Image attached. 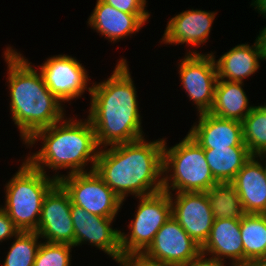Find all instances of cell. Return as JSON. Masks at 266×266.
Here are the masks:
<instances>
[{"label":"cell","instance_id":"6da1fadb","mask_svg":"<svg viewBox=\"0 0 266 266\" xmlns=\"http://www.w3.org/2000/svg\"><path fill=\"white\" fill-rule=\"evenodd\" d=\"M107 80L92 83L88 119L99 148L144 138L134 81L126 59L120 58Z\"/></svg>","mask_w":266,"mask_h":266},{"label":"cell","instance_id":"7a4b0ae2","mask_svg":"<svg viewBox=\"0 0 266 266\" xmlns=\"http://www.w3.org/2000/svg\"><path fill=\"white\" fill-rule=\"evenodd\" d=\"M163 139L146 138L100 148L95 172L124 202L163 190Z\"/></svg>","mask_w":266,"mask_h":266},{"label":"cell","instance_id":"3957f363","mask_svg":"<svg viewBox=\"0 0 266 266\" xmlns=\"http://www.w3.org/2000/svg\"><path fill=\"white\" fill-rule=\"evenodd\" d=\"M10 112L23 144L37 131L65 118L64 105L48 89L41 72L11 46L4 51Z\"/></svg>","mask_w":266,"mask_h":266},{"label":"cell","instance_id":"277c9868","mask_svg":"<svg viewBox=\"0 0 266 266\" xmlns=\"http://www.w3.org/2000/svg\"><path fill=\"white\" fill-rule=\"evenodd\" d=\"M39 140L43 141L42 148L31 155L29 153L26 160L44 174L48 167L55 171L52 177L59 181L62 177L60 169H69L67 175L87 172L88 162L91 163L88 171L94 170L100 148L88 118L83 121L65 116L50 127L37 130L24 144L30 148Z\"/></svg>","mask_w":266,"mask_h":266},{"label":"cell","instance_id":"5b68a950","mask_svg":"<svg viewBox=\"0 0 266 266\" xmlns=\"http://www.w3.org/2000/svg\"><path fill=\"white\" fill-rule=\"evenodd\" d=\"M18 169L5 185L1 207L19 231L36 232L44 198L58 181L25 159Z\"/></svg>","mask_w":266,"mask_h":266},{"label":"cell","instance_id":"8992f818","mask_svg":"<svg viewBox=\"0 0 266 266\" xmlns=\"http://www.w3.org/2000/svg\"><path fill=\"white\" fill-rule=\"evenodd\" d=\"M167 147L164 140V191L206 192L218 183L209 168L204 149L188 134L176 145Z\"/></svg>","mask_w":266,"mask_h":266},{"label":"cell","instance_id":"52a82bcc","mask_svg":"<svg viewBox=\"0 0 266 266\" xmlns=\"http://www.w3.org/2000/svg\"><path fill=\"white\" fill-rule=\"evenodd\" d=\"M134 219L128 225L129 232L120 231V248L123 252H145L156 233L172 216L169 193L162 190L138 197Z\"/></svg>","mask_w":266,"mask_h":266},{"label":"cell","instance_id":"ba28073f","mask_svg":"<svg viewBox=\"0 0 266 266\" xmlns=\"http://www.w3.org/2000/svg\"><path fill=\"white\" fill-rule=\"evenodd\" d=\"M58 183L69 194L71 203L87 212L102 216L116 217L123 201L102 180L95 170L63 175Z\"/></svg>","mask_w":266,"mask_h":266},{"label":"cell","instance_id":"9c48e42d","mask_svg":"<svg viewBox=\"0 0 266 266\" xmlns=\"http://www.w3.org/2000/svg\"><path fill=\"white\" fill-rule=\"evenodd\" d=\"M193 50L186 52L178 64L181 86L189 100L196 105L197 113H208L213 105L218 81L216 65L211 53L202 54Z\"/></svg>","mask_w":266,"mask_h":266},{"label":"cell","instance_id":"30bf717a","mask_svg":"<svg viewBox=\"0 0 266 266\" xmlns=\"http://www.w3.org/2000/svg\"><path fill=\"white\" fill-rule=\"evenodd\" d=\"M41 75L49 91L62 103L82 97L90 79L82 63L75 57L59 54L46 59L39 65Z\"/></svg>","mask_w":266,"mask_h":266},{"label":"cell","instance_id":"8fae6325","mask_svg":"<svg viewBox=\"0 0 266 266\" xmlns=\"http://www.w3.org/2000/svg\"><path fill=\"white\" fill-rule=\"evenodd\" d=\"M71 199L57 183L45 196L36 232L45 242L74 246Z\"/></svg>","mask_w":266,"mask_h":266},{"label":"cell","instance_id":"7c38bea8","mask_svg":"<svg viewBox=\"0 0 266 266\" xmlns=\"http://www.w3.org/2000/svg\"><path fill=\"white\" fill-rule=\"evenodd\" d=\"M173 194L172 191L169 193L172 216L193 241L202 247L209 237L215 220L206 192Z\"/></svg>","mask_w":266,"mask_h":266},{"label":"cell","instance_id":"4fadbf2b","mask_svg":"<svg viewBox=\"0 0 266 266\" xmlns=\"http://www.w3.org/2000/svg\"><path fill=\"white\" fill-rule=\"evenodd\" d=\"M71 218L74 227V247L87 244L107 253L115 261L122 253L120 231L111 226L115 217H102L71 204Z\"/></svg>","mask_w":266,"mask_h":266},{"label":"cell","instance_id":"5bb4252c","mask_svg":"<svg viewBox=\"0 0 266 266\" xmlns=\"http://www.w3.org/2000/svg\"><path fill=\"white\" fill-rule=\"evenodd\" d=\"M145 253L167 266H186L201 253V247L171 216L158 230Z\"/></svg>","mask_w":266,"mask_h":266},{"label":"cell","instance_id":"9a60e30c","mask_svg":"<svg viewBox=\"0 0 266 266\" xmlns=\"http://www.w3.org/2000/svg\"><path fill=\"white\" fill-rule=\"evenodd\" d=\"M197 115L198 123L193 124L188 135L203 149L247 147L241 121L219 118L209 112Z\"/></svg>","mask_w":266,"mask_h":266},{"label":"cell","instance_id":"2e32d148","mask_svg":"<svg viewBox=\"0 0 266 266\" xmlns=\"http://www.w3.org/2000/svg\"><path fill=\"white\" fill-rule=\"evenodd\" d=\"M217 12L186 10L170 18L161 41L164 44H188L198 47L207 42ZM198 45V46H197Z\"/></svg>","mask_w":266,"mask_h":266},{"label":"cell","instance_id":"e0dca14e","mask_svg":"<svg viewBox=\"0 0 266 266\" xmlns=\"http://www.w3.org/2000/svg\"><path fill=\"white\" fill-rule=\"evenodd\" d=\"M149 17L150 14H128L97 0L87 23L108 41L115 43L138 33Z\"/></svg>","mask_w":266,"mask_h":266},{"label":"cell","instance_id":"ac0fdd59","mask_svg":"<svg viewBox=\"0 0 266 266\" xmlns=\"http://www.w3.org/2000/svg\"><path fill=\"white\" fill-rule=\"evenodd\" d=\"M241 218L215 219L201 253L209 257L243 266V241L240 232Z\"/></svg>","mask_w":266,"mask_h":266},{"label":"cell","instance_id":"d6986e66","mask_svg":"<svg viewBox=\"0 0 266 266\" xmlns=\"http://www.w3.org/2000/svg\"><path fill=\"white\" fill-rule=\"evenodd\" d=\"M230 183L245 214H266V178L261 161L252 156Z\"/></svg>","mask_w":266,"mask_h":266},{"label":"cell","instance_id":"ffe728a7","mask_svg":"<svg viewBox=\"0 0 266 266\" xmlns=\"http://www.w3.org/2000/svg\"><path fill=\"white\" fill-rule=\"evenodd\" d=\"M218 79L244 82L245 78L255 74L260 67L259 61L262 60L259 42L255 39L254 45L239 44L224 53L218 60L214 54Z\"/></svg>","mask_w":266,"mask_h":266},{"label":"cell","instance_id":"44dd1931","mask_svg":"<svg viewBox=\"0 0 266 266\" xmlns=\"http://www.w3.org/2000/svg\"><path fill=\"white\" fill-rule=\"evenodd\" d=\"M242 82L218 79L210 114L223 119L242 121L254 106H249V99L242 87Z\"/></svg>","mask_w":266,"mask_h":266},{"label":"cell","instance_id":"7402d4cb","mask_svg":"<svg viewBox=\"0 0 266 266\" xmlns=\"http://www.w3.org/2000/svg\"><path fill=\"white\" fill-rule=\"evenodd\" d=\"M204 153L212 175L218 183H230L252 157L248 147L204 149Z\"/></svg>","mask_w":266,"mask_h":266},{"label":"cell","instance_id":"603a6c76","mask_svg":"<svg viewBox=\"0 0 266 266\" xmlns=\"http://www.w3.org/2000/svg\"><path fill=\"white\" fill-rule=\"evenodd\" d=\"M243 266L266 259V214H244L240 219Z\"/></svg>","mask_w":266,"mask_h":266},{"label":"cell","instance_id":"cb8c5ba5","mask_svg":"<svg viewBox=\"0 0 266 266\" xmlns=\"http://www.w3.org/2000/svg\"><path fill=\"white\" fill-rule=\"evenodd\" d=\"M206 194L215 219H236L245 214L239 195L231 183H217Z\"/></svg>","mask_w":266,"mask_h":266},{"label":"cell","instance_id":"d4e9b609","mask_svg":"<svg viewBox=\"0 0 266 266\" xmlns=\"http://www.w3.org/2000/svg\"><path fill=\"white\" fill-rule=\"evenodd\" d=\"M243 140L252 156L266 153V107L254 106L241 121Z\"/></svg>","mask_w":266,"mask_h":266},{"label":"cell","instance_id":"484cf974","mask_svg":"<svg viewBox=\"0 0 266 266\" xmlns=\"http://www.w3.org/2000/svg\"><path fill=\"white\" fill-rule=\"evenodd\" d=\"M39 238L37 232L20 231L7 252L3 266H34L41 244Z\"/></svg>","mask_w":266,"mask_h":266},{"label":"cell","instance_id":"4316f807","mask_svg":"<svg viewBox=\"0 0 266 266\" xmlns=\"http://www.w3.org/2000/svg\"><path fill=\"white\" fill-rule=\"evenodd\" d=\"M73 247L68 244L41 242L34 266H71L70 253Z\"/></svg>","mask_w":266,"mask_h":266},{"label":"cell","instance_id":"83f0119b","mask_svg":"<svg viewBox=\"0 0 266 266\" xmlns=\"http://www.w3.org/2000/svg\"><path fill=\"white\" fill-rule=\"evenodd\" d=\"M115 262L120 266H167L145 252H123Z\"/></svg>","mask_w":266,"mask_h":266},{"label":"cell","instance_id":"f1b7e54d","mask_svg":"<svg viewBox=\"0 0 266 266\" xmlns=\"http://www.w3.org/2000/svg\"><path fill=\"white\" fill-rule=\"evenodd\" d=\"M114 8L128 14H150L145 7L146 0H102Z\"/></svg>","mask_w":266,"mask_h":266},{"label":"cell","instance_id":"f546056e","mask_svg":"<svg viewBox=\"0 0 266 266\" xmlns=\"http://www.w3.org/2000/svg\"><path fill=\"white\" fill-rule=\"evenodd\" d=\"M20 231L15 227L6 211L0 207V242L14 238Z\"/></svg>","mask_w":266,"mask_h":266},{"label":"cell","instance_id":"4dcf8cb0","mask_svg":"<svg viewBox=\"0 0 266 266\" xmlns=\"http://www.w3.org/2000/svg\"><path fill=\"white\" fill-rule=\"evenodd\" d=\"M226 262L223 260L215 259L212 257L207 258L206 255L200 253L196 258H194L190 263H188L186 266H225ZM230 266H237L234 263H229Z\"/></svg>","mask_w":266,"mask_h":266},{"label":"cell","instance_id":"1f68e13d","mask_svg":"<svg viewBox=\"0 0 266 266\" xmlns=\"http://www.w3.org/2000/svg\"><path fill=\"white\" fill-rule=\"evenodd\" d=\"M256 39L260 45L262 60L266 61V27L259 32Z\"/></svg>","mask_w":266,"mask_h":266},{"label":"cell","instance_id":"d6a6232c","mask_svg":"<svg viewBox=\"0 0 266 266\" xmlns=\"http://www.w3.org/2000/svg\"><path fill=\"white\" fill-rule=\"evenodd\" d=\"M251 6L266 19V0H252Z\"/></svg>","mask_w":266,"mask_h":266},{"label":"cell","instance_id":"836d02e7","mask_svg":"<svg viewBox=\"0 0 266 266\" xmlns=\"http://www.w3.org/2000/svg\"><path fill=\"white\" fill-rule=\"evenodd\" d=\"M259 161H264V162H262L263 164H262V166H263V169H264V174H265V178H266V159H264V158H266V153H262V154H259V155H256L255 156ZM265 163V164H264Z\"/></svg>","mask_w":266,"mask_h":266},{"label":"cell","instance_id":"e575fe53","mask_svg":"<svg viewBox=\"0 0 266 266\" xmlns=\"http://www.w3.org/2000/svg\"><path fill=\"white\" fill-rule=\"evenodd\" d=\"M249 266H266V259L254 262L250 264Z\"/></svg>","mask_w":266,"mask_h":266}]
</instances>
